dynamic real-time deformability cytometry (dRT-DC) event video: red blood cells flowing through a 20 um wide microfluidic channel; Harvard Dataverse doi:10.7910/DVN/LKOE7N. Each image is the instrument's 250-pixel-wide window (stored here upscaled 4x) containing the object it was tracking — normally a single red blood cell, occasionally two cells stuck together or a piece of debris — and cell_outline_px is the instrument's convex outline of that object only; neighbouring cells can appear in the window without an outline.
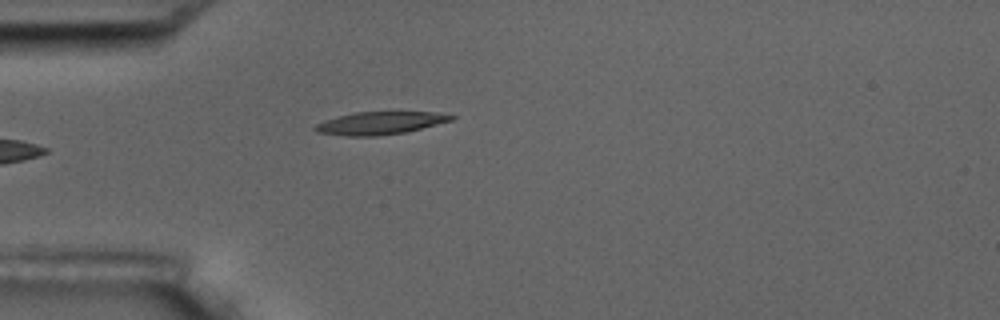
{"species": "common noctule bat (a hibernating species)", "species_latin": "Nyctalus noctula", "temperature_condition": "room temperature", "stored_images_in_passage": 5, "camera_frame_rate_fps": 3000, "um_per_image_px": 0.085, "animal": {"sex": "male", "body_mass_g": 17.5, "forearm_length_mm": 52.3}, "frame": {"image": 1, "passage_image": 5, "time_ms": 4.667, "image_size_px": [1000, 320], "cell_outline_px": [[456, 116], [452, 120], [404, 132], [376, 136], [348, 136], [316, 132], [312, 128], [316, 124], [324, 120], [356, 112], [432, 112]], "centroid_in_image_um": [32.24, 10.46], "position_along_channel_um": 52.8, "area_um2": 17.69}}